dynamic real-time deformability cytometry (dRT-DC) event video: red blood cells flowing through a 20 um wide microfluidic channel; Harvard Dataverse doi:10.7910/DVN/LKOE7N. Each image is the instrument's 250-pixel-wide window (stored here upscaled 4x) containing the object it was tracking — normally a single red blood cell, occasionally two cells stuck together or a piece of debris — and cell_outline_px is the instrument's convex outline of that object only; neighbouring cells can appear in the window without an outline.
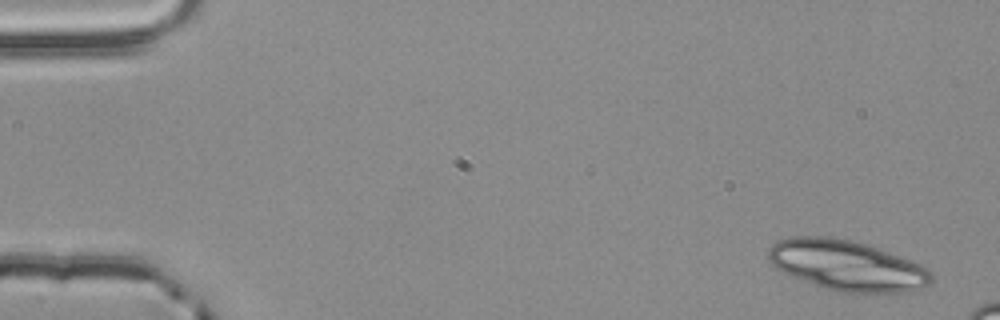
{"species": "common noctule bat (a hibernating species)", "species_latin": "Nyctalus noctula", "temperature_condition": "room temperature", "stored_images_in_passage": 3, "camera_frame_rate_fps": 3000, "um_per_image_px": 0.085, "animal": {"sex": "male", "body_mass_g": 20.4}, "frame": {"image": 1, "passage_image": 1, "time_ms": 0.0, "image_size_px": [1000, 320], "cell_outline_px": [[932, 280], [928, 284], [912, 292], [836, 292], [800, 280], [776, 268], [768, 260], [768, 248], [776, 240], [792, 236], [828, 236], [852, 240], [868, 244], [880, 248], [920, 264], [932, 272]], "centroid_in_image_um": [71.96, 22.55], "position_along_channel_um": 13.0, "area_um2": 48.15}}